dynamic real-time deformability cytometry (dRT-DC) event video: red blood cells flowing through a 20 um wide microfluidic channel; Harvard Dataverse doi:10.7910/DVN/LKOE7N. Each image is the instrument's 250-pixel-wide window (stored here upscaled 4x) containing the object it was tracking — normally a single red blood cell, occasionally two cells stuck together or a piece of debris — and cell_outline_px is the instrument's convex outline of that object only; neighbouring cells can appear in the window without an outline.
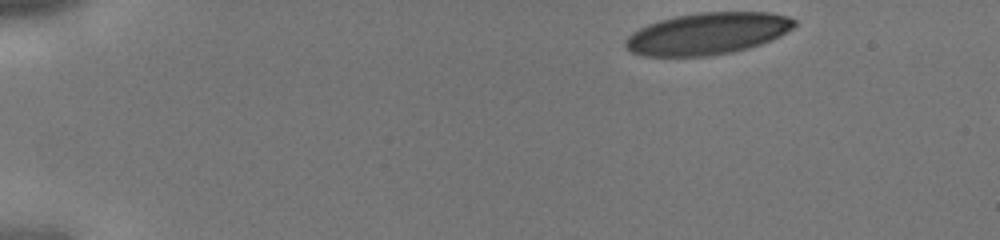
{"species": "human", "species_latin": "Homo sapiens", "temperature_condition": "cold", "stored_images_in_passage": 9, "camera_frame_rate_fps": 3000, "um_per_image_px": 0.085, "donor": {"sex": "male"}, "frame": {"image": 1, "passage_image": 1, "time_ms": 0.0, "image_size_px": [1000, 240], "cell_outline_px": [[796, 24], [792, 28], [780, 36], [772, 40], [748, 48], [732, 52], [708, 56], [644, 56], [632, 52], [624, 48], [624, 40], [632, 32], [648, 24], [660, 20], [676, 16], [700, 12], [768, 12], [788, 16], [796, 20]], "centroid_in_image_um": [60.13, 2.86], "position_along_channel_um": 24.9, "area_um2": 41.27}}